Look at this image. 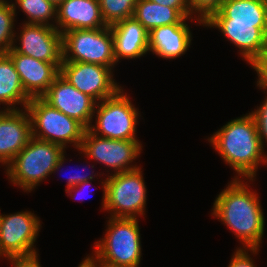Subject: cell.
Here are the masks:
<instances>
[{
  "mask_svg": "<svg viewBox=\"0 0 267 267\" xmlns=\"http://www.w3.org/2000/svg\"><path fill=\"white\" fill-rule=\"evenodd\" d=\"M244 180L232 178L230 184L215 198L211 216L236 235L243 245L241 248H260L264 238L265 216L260 196L249 184L255 179Z\"/></svg>",
  "mask_w": 267,
  "mask_h": 267,
  "instance_id": "cell-1",
  "label": "cell"
},
{
  "mask_svg": "<svg viewBox=\"0 0 267 267\" xmlns=\"http://www.w3.org/2000/svg\"><path fill=\"white\" fill-rule=\"evenodd\" d=\"M208 142L239 179H256L258 167L267 165V155L252 114L231 119L208 137ZM265 153V154H264Z\"/></svg>",
  "mask_w": 267,
  "mask_h": 267,
  "instance_id": "cell-2",
  "label": "cell"
},
{
  "mask_svg": "<svg viewBox=\"0 0 267 267\" xmlns=\"http://www.w3.org/2000/svg\"><path fill=\"white\" fill-rule=\"evenodd\" d=\"M66 150L55 143L31 137L28 144L4 168L8 180L30 192L64 166Z\"/></svg>",
  "mask_w": 267,
  "mask_h": 267,
  "instance_id": "cell-3",
  "label": "cell"
},
{
  "mask_svg": "<svg viewBox=\"0 0 267 267\" xmlns=\"http://www.w3.org/2000/svg\"><path fill=\"white\" fill-rule=\"evenodd\" d=\"M108 219L103 238L95 241L92 255L87 257L99 267H139L142 244L138 219Z\"/></svg>",
  "mask_w": 267,
  "mask_h": 267,
  "instance_id": "cell-4",
  "label": "cell"
},
{
  "mask_svg": "<svg viewBox=\"0 0 267 267\" xmlns=\"http://www.w3.org/2000/svg\"><path fill=\"white\" fill-rule=\"evenodd\" d=\"M141 166L122 173L107 174L101 183L102 209L114 218H137L146 213L147 188Z\"/></svg>",
  "mask_w": 267,
  "mask_h": 267,
  "instance_id": "cell-5",
  "label": "cell"
},
{
  "mask_svg": "<svg viewBox=\"0 0 267 267\" xmlns=\"http://www.w3.org/2000/svg\"><path fill=\"white\" fill-rule=\"evenodd\" d=\"M31 118L32 137L80 149L86 128L77 120L52 107L42 97L31 98L26 107Z\"/></svg>",
  "mask_w": 267,
  "mask_h": 267,
  "instance_id": "cell-6",
  "label": "cell"
},
{
  "mask_svg": "<svg viewBox=\"0 0 267 267\" xmlns=\"http://www.w3.org/2000/svg\"><path fill=\"white\" fill-rule=\"evenodd\" d=\"M127 94L121 88L114 96L96 103L95 125L88 128L93 134L115 140H138L136 132L141 113Z\"/></svg>",
  "mask_w": 267,
  "mask_h": 267,
  "instance_id": "cell-7",
  "label": "cell"
},
{
  "mask_svg": "<svg viewBox=\"0 0 267 267\" xmlns=\"http://www.w3.org/2000/svg\"><path fill=\"white\" fill-rule=\"evenodd\" d=\"M63 62H86L110 67L117 65L110 26L72 29L62 33Z\"/></svg>",
  "mask_w": 267,
  "mask_h": 267,
  "instance_id": "cell-8",
  "label": "cell"
},
{
  "mask_svg": "<svg viewBox=\"0 0 267 267\" xmlns=\"http://www.w3.org/2000/svg\"><path fill=\"white\" fill-rule=\"evenodd\" d=\"M142 143L139 140H115L97 136L89 129L83 135L79 154L93 161L104 164L105 168L113 169V173H122L140 167L135 160L142 153ZM134 162V163H133Z\"/></svg>",
  "mask_w": 267,
  "mask_h": 267,
  "instance_id": "cell-9",
  "label": "cell"
},
{
  "mask_svg": "<svg viewBox=\"0 0 267 267\" xmlns=\"http://www.w3.org/2000/svg\"><path fill=\"white\" fill-rule=\"evenodd\" d=\"M31 211L0 214V257L30 256L38 253L35 242L41 220Z\"/></svg>",
  "mask_w": 267,
  "mask_h": 267,
  "instance_id": "cell-10",
  "label": "cell"
},
{
  "mask_svg": "<svg viewBox=\"0 0 267 267\" xmlns=\"http://www.w3.org/2000/svg\"><path fill=\"white\" fill-rule=\"evenodd\" d=\"M114 70L86 62H62L60 75L97 103L114 96L122 87L114 79Z\"/></svg>",
  "mask_w": 267,
  "mask_h": 267,
  "instance_id": "cell-11",
  "label": "cell"
},
{
  "mask_svg": "<svg viewBox=\"0 0 267 267\" xmlns=\"http://www.w3.org/2000/svg\"><path fill=\"white\" fill-rule=\"evenodd\" d=\"M22 24L20 32H15L12 46L17 53L45 62H63L62 33L56 27Z\"/></svg>",
  "mask_w": 267,
  "mask_h": 267,
  "instance_id": "cell-12",
  "label": "cell"
},
{
  "mask_svg": "<svg viewBox=\"0 0 267 267\" xmlns=\"http://www.w3.org/2000/svg\"><path fill=\"white\" fill-rule=\"evenodd\" d=\"M42 98L66 116L80 122L86 129L94 122L93 113L97 102L76 89L60 74Z\"/></svg>",
  "mask_w": 267,
  "mask_h": 267,
  "instance_id": "cell-13",
  "label": "cell"
},
{
  "mask_svg": "<svg viewBox=\"0 0 267 267\" xmlns=\"http://www.w3.org/2000/svg\"><path fill=\"white\" fill-rule=\"evenodd\" d=\"M203 26L220 30L224 38L239 48L247 63L266 53L267 23L203 22Z\"/></svg>",
  "mask_w": 267,
  "mask_h": 267,
  "instance_id": "cell-14",
  "label": "cell"
},
{
  "mask_svg": "<svg viewBox=\"0 0 267 267\" xmlns=\"http://www.w3.org/2000/svg\"><path fill=\"white\" fill-rule=\"evenodd\" d=\"M32 137L31 118L26 108L0 110V163L7 166Z\"/></svg>",
  "mask_w": 267,
  "mask_h": 267,
  "instance_id": "cell-15",
  "label": "cell"
},
{
  "mask_svg": "<svg viewBox=\"0 0 267 267\" xmlns=\"http://www.w3.org/2000/svg\"><path fill=\"white\" fill-rule=\"evenodd\" d=\"M14 63L25 93L30 98L42 97L60 74L62 63H51L17 53L13 48L6 52Z\"/></svg>",
  "mask_w": 267,
  "mask_h": 267,
  "instance_id": "cell-16",
  "label": "cell"
},
{
  "mask_svg": "<svg viewBox=\"0 0 267 267\" xmlns=\"http://www.w3.org/2000/svg\"><path fill=\"white\" fill-rule=\"evenodd\" d=\"M108 26L98 0H64L57 7L55 27L60 33L72 29H99Z\"/></svg>",
  "mask_w": 267,
  "mask_h": 267,
  "instance_id": "cell-17",
  "label": "cell"
},
{
  "mask_svg": "<svg viewBox=\"0 0 267 267\" xmlns=\"http://www.w3.org/2000/svg\"><path fill=\"white\" fill-rule=\"evenodd\" d=\"M114 39V56L119 60H131L145 56L148 50V31L134 17L126 18L110 26Z\"/></svg>",
  "mask_w": 267,
  "mask_h": 267,
  "instance_id": "cell-18",
  "label": "cell"
},
{
  "mask_svg": "<svg viewBox=\"0 0 267 267\" xmlns=\"http://www.w3.org/2000/svg\"><path fill=\"white\" fill-rule=\"evenodd\" d=\"M192 32L187 22L153 28L148 33V50L158 57L172 60L189 50Z\"/></svg>",
  "mask_w": 267,
  "mask_h": 267,
  "instance_id": "cell-19",
  "label": "cell"
},
{
  "mask_svg": "<svg viewBox=\"0 0 267 267\" xmlns=\"http://www.w3.org/2000/svg\"><path fill=\"white\" fill-rule=\"evenodd\" d=\"M204 22L267 23V0H224Z\"/></svg>",
  "mask_w": 267,
  "mask_h": 267,
  "instance_id": "cell-20",
  "label": "cell"
},
{
  "mask_svg": "<svg viewBox=\"0 0 267 267\" xmlns=\"http://www.w3.org/2000/svg\"><path fill=\"white\" fill-rule=\"evenodd\" d=\"M30 100L13 61L6 53H0V105H4L2 110H18L21 109L19 105L24 109Z\"/></svg>",
  "mask_w": 267,
  "mask_h": 267,
  "instance_id": "cell-21",
  "label": "cell"
},
{
  "mask_svg": "<svg viewBox=\"0 0 267 267\" xmlns=\"http://www.w3.org/2000/svg\"><path fill=\"white\" fill-rule=\"evenodd\" d=\"M133 17L148 32L159 26L183 24L187 20H196L199 26L203 25V21L197 17L185 18L176 8L162 6L150 0H138Z\"/></svg>",
  "mask_w": 267,
  "mask_h": 267,
  "instance_id": "cell-22",
  "label": "cell"
},
{
  "mask_svg": "<svg viewBox=\"0 0 267 267\" xmlns=\"http://www.w3.org/2000/svg\"><path fill=\"white\" fill-rule=\"evenodd\" d=\"M12 7L15 16L18 13L16 12L17 7L27 16V21L25 19L24 23L52 27H55L56 25L57 7L48 0H15V2L12 3Z\"/></svg>",
  "mask_w": 267,
  "mask_h": 267,
  "instance_id": "cell-23",
  "label": "cell"
},
{
  "mask_svg": "<svg viewBox=\"0 0 267 267\" xmlns=\"http://www.w3.org/2000/svg\"><path fill=\"white\" fill-rule=\"evenodd\" d=\"M104 22L111 26L133 17L138 0H98Z\"/></svg>",
  "mask_w": 267,
  "mask_h": 267,
  "instance_id": "cell-24",
  "label": "cell"
},
{
  "mask_svg": "<svg viewBox=\"0 0 267 267\" xmlns=\"http://www.w3.org/2000/svg\"><path fill=\"white\" fill-rule=\"evenodd\" d=\"M15 18L12 4H0V53H6L13 46Z\"/></svg>",
  "mask_w": 267,
  "mask_h": 267,
  "instance_id": "cell-25",
  "label": "cell"
},
{
  "mask_svg": "<svg viewBox=\"0 0 267 267\" xmlns=\"http://www.w3.org/2000/svg\"><path fill=\"white\" fill-rule=\"evenodd\" d=\"M224 0H188L192 14L203 22L217 11Z\"/></svg>",
  "mask_w": 267,
  "mask_h": 267,
  "instance_id": "cell-26",
  "label": "cell"
},
{
  "mask_svg": "<svg viewBox=\"0 0 267 267\" xmlns=\"http://www.w3.org/2000/svg\"><path fill=\"white\" fill-rule=\"evenodd\" d=\"M260 251V248H241L238 247L232 258L228 267H256L254 260L250 257L251 255H257ZM249 252L251 254H249Z\"/></svg>",
  "mask_w": 267,
  "mask_h": 267,
  "instance_id": "cell-27",
  "label": "cell"
},
{
  "mask_svg": "<svg viewBox=\"0 0 267 267\" xmlns=\"http://www.w3.org/2000/svg\"><path fill=\"white\" fill-rule=\"evenodd\" d=\"M250 113L255 118L260 141L262 145L266 147L265 143H267V96L266 98H264L262 104H260V106H257V109H254Z\"/></svg>",
  "mask_w": 267,
  "mask_h": 267,
  "instance_id": "cell-28",
  "label": "cell"
},
{
  "mask_svg": "<svg viewBox=\"0 0 267 267\" xmlns=\"http://www.w3.org/2000/svg\"><path fill=\"white\" fill-rule=\"evenodd\" d=\"M249 65L255 69L258 79H257V88L263 89L264 93H267V54L263 53L262 55L254 58Z\"/></svg>",
  "mask_w": 267,
  "mask_h": 267,
  "instance_id": "cell-29",
  "label": "cell"
},
{
  "mask_svg": "<svg viewBox=\"0 0 267 267\" xmlns=\"http://www.w3.org/2000/svg\"><path fill=\"white\" fill-rule=\"evenodd\" d=\"M159 5L176 8L185 18H193L194 15L190 11L188 0H150Z\"/></svg>",
  "mask_w": 267,
  "mask_h": 267,
  "instance_id": "cell-30",
  "label": "cell"
},
{
  "mask_svg": "<svg viewBox=\"0 0 267 267\" xmlns=\"http://www.w3.org/2000/svg\"><path fill=\"white\" fill-rule=\"evenodd\" d=\"M5 259L11 263L12 267H42L38 253L30 256L7 257Z\"/></svg>",
  "mask_w": 267,
  "mask_h": 267,
  "instance_id": "cell-31",
  "label": "cell"
},
{
  "mask_svg": "<svg viewBox=\"0 0 267 267\" xmlns=\"http://www.w3.org/2000/svg\"><path fill=\"white\" fill-rule=\"evenodd\" d=\"M86 167L87 166H85L83 169L85 170ZM90 172L92 173L91 174L85 173L84 175H81L80 172H77L71 175V177L69 176V178L67 179L66 189L72 186H76L77 184L83 183L85 181H90V180L95 181V178H97L98 176V172L97 173H94V171H90Z\"/></svg>",
  "mask_w": 267,
  "mask_h": 267,
  "instance_id": "cell-32",
  "label": "cell"
},
{
  "mask_svg": "<svg viewBox=\"0 0 267 267\" xmlns=\"http://www.w3.org/2000/svg\"><path fill=\"white\" fill-rule=\"evenodd\" d=\"M92 181L90 180V181H85V182H83V183H80V184H77L76 186H72V187H69V188H67V189H65V192L69 195V196H71V198L72 199H78V200H81V201H83L82 200V198L84 197L83 195L82 196H80L82 193H83V191L86 189V188H89L90 187V184H92L91 183ZM88 190V189H87ZM87 193V192H86ZM84 194V193H83ZM88 196H89V194H88ZM77 197V198H76ZM80 199H79V198Z\"/></svg>",
  "mask_w": 267,
  "mask_h": 267,
  "instance_id": "cell-33",
  "label": "cell"
},
{
  "mask_svg": "<svg viewBox=\"0 0 267 267\" xmlns=\"http://www.w3.org/2000/svg\"><path fill=\"white\" fill-rule=\"evenodd\" d=\"M78 267H99L94 264L87 256L84 257L83 261L80 262Z\"/></svg>",
  "mask_w": 267,
  "mask_h": 267,
  "instance_id": "cell-34",
  "label": "cell"
},
{
  "mask_svg": "<svg viewBox=\"0 0 267 267\" xmlns=\"http://www.w3.org/2000/svg\"><path fill=\"white\" fill-rule=\"evenodd\" d=\"M53 3L56 7H58L64 0H48Z\"/></svg>",
  "mask_w": 267,
  "mask_h": 267,
  "instance_id": "cell-35",
  "label": "cell"
},
{
  "mask_svg": "<svg viewBox=\"0 0 267 267\" xmlns=\"http://www.w3.org/2000/svg\"><path fill=\"white\" fill-rule=\"evenodd\" d=\"M13 1H9V0H0V4H12Z\"/></svg>",
  "mask_w": 267,
  "mask_h": 267,
  "instance_id": "cell-36",
  "label": "cell"
}]
</instances>
